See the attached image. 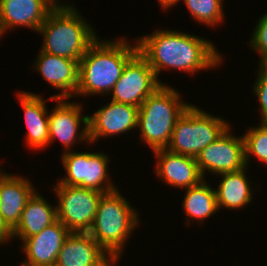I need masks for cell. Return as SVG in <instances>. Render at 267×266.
I'll list each match as a JSON object with an SVG mask.
<instances>
[{"label":"cell","mask_w":267,"mask_h":266,"mask_svg":"<svg viewBox=\"0 0 267 266\" xmlns=\"http://www.w3.org/2000/svg\"><path fill=\"white\" fill-rule=\"evenodd\" d=\"M60 266H116V261L89 233L71 232L59 251Z\"/></svg>","instance_id":"obj_19"},{"label":"cell","mask_w":267,"mask_h":266,"mask_svg":"<svg viewBox=\"0 0 267 266\" xmlns=\"http://www.w3.org/2000/svg\"><path fill=\"white\" fill-rule=\"evenodd\" d=\"M134 40L131 43L123 36L111 40L98 37L79 61V84L75 98L109 96L126 63L138 52Z\"/></svg>","instance_id":"obj_2"},{"label":"cell","mask_w":267,"mask_h":266,"mask_svg":"<svg viewBox=\"0 0 267 266\" xmlns=\"http://www.w3.org/2000/svg\"><path fill=\"white\" fill-rule=\"evenodd\" d=\"M193 103L182 100L179 90L162 84L141 104L137 129L141 143L153 151L166 149L177 119Z\"/></svg>","instance_id":"obj_5"},{"label":"cell","mask_w":267,"mask_h":266,"mask_svg":"<svg viewBox=\"0 0 267 266\" xmlns=\"http://www.w3.org/2000/svg\"><path fill=\"white\" fill-rule=\"evenodd\" d=\"M179 0H157L159 6L162 8L163 11L171 10L176 4H178Z\"/></svg>","instance_id":"obj_28"},{"label":"cell","mask_w":267,"mask_h":266,"mask_svg":"<svg viewBox=\"0 0 267 266\" xmlns=\"http://www.w3.org/2000/svg\"><path fill=\"white\" fill-rule=\"evenodd\" d=\"M49 202L39 191L32 195L24 207L20 222L12 230L13 240L20 239L22 243L57 221L56 203L51 205Z\"/></svg>","instance_id":"obj_21"},{"label":"cell","mask_w":267,"mask_h":266,"mask_svg":"<svg viewBox=\"0 0 267 266\" xmlns=\"http://www.w3.org/2000/svg\"><path fill=\"white\" fill-rule=\"evenodd\" d=\"M207 179L201 180L197 185L185 188L182 209L185 213V223L190 226L194 221L197 226L202 225L204 221L219 211L217 206L216 192ZM188 219V220H187ZM200 222V223H199Z\"/></svg>","instance_id":"obj_22"},{"label":"cell","mask_w":267,"mask_h":266,"mask_svg":"<svg viewBox=\"0 0 267 266\" xmlns=\"http://www.w3.org/2000/svg\"><path fill=\"white\" fill-rule=\"evenodd\" d=\"M222 116L190 105L177 119L172 137L166 149L196 158L210 143L219 138L230 126Z\"/></svg>","instance_id":"obj_6"},{"label":"cell","mask_w":267,"mask_h":266,"mask_svg":"<svg viewBox=\"0 0 267 266\" xmlns=\"http://www.w3.org/2000/svg\"><path fill=\"white\" fill-rule=\"evenodd\" d=\"M57 3H64L63 1L61 2V0H54Z\"/></svg>","instance_id":"obj_30"},{"label":"cell","mask_w":267,"mask_h":266,"mask_svg":"<svg viewBox=\"0 0 267 266\" xmlns=\"http://www.w3.org/2000/svg\"><path fill=\"white\" fill-rule=\"evenodd\" d=\"M21 108L27 132L24 135L25 144L31 150L42 151L49 147V108L43 95L36 92L19 90L16 93Z\"/></svg>","instance_id":"obj_18"},{"label":"cell","mask_w":267,"mask_h":266,"mask_svg":"<svg viewBox=\"0 0 267 266\" xmlns=\"http://www.w3.org/2000/svg\"><path fill=\"white\" fill-rule=\"evenodd\" d=\"M69 100V98H55V107L49 111L48 116L49 146L54 140H58L62 144L64 150L62 152L72 151V147H76L79 142L90 144L88 114H83L84 104L82 101Z\"/></svg>","instance_id":"obj_9"},{"label":"cell","mask_w":267,"mask_h":266,"mask_svg":"<svg viewBox=\"0 0 267 266\" xmlns=\"http://www.w3.org/2000/svg\"><path fill=\"white\" fill-rule=\"evenodd\" d=\"M153 155L156 161L154 174L169 187L184 190L203 180L196 158L174 153L168 149L155 150Z\"/></svg>","instance_id":"obj_16"},{"label":"cell","mask_w":267,"mask_h":266,"mask_svg":"<svg viewBox=\"0 0 267 266\" xmlns=\"http://www.w3.org/2000/svg\"><path fill=\"white\" fill-rule=\"evenodd\" d=\"M253 93L259 102L260 123H267V65H258Z\"/></svg>","instance_id":"obj_26"},{"label":"cell","mask_w":267,"mask_h":266,"mask_svg":"<svg viewBox=\"0 0 267 266\" xmlns=\"http://www.w3.org/2000/svg\"><path fill=\"white\" fill-rule=\"evenodd\" d=\"M139 212L122 195L119 188L103 194L89 234L117 262L126 243L140 226ZM138 227V228H137Z\"/></svg>","instance_id":"obj_4"},{"label":"cell","mask_w":267,"mask_h":266,"mask_svg":"<svg viewBox=\"0 0 267 266\" xmlns=\"http://www.w3.org/2000/svg\"><path fill=\"white\" fill-rule=\"evenodd\" d=\"M57 4L54 0H0V40L8 30L19 27L37 33Z\"/></svg>","instance_id":"obj_14"},{"label":"cell","mask_w":267,"mask_h":266,"mask_svg":"<svg viewBox=\"0 0 267 266\" xmlns=\"http://www.w3.org/2000/svg\"><path fill=\"white\" fill-rule=\"evenodd\" d=\"M60 160L65 170L58 183L100 191L104 194L115 191L118 185L112 182L109 173V155L103 151L85 152L72 150L61 152Z\"/></svg>","instance_id":"obj_7"},{"label":"cell","mask_w":267,"mask_h":266,"mask_svg":"<svg viewBox=\"0 0 267 266\" xmlns=\"http://www.w3.org/2000/svg\"><path fill=\"white\" fill-rule=\"evenodd\" d=\"M162 84L147 60L137 52L125 65L120 79L109 93L112 101L140 107Z\"/></svg>","instance_id":"obj_10"},{"label":"cell","mask_w":267,"mask_h":266,"mask_svg":"<svg viewBox=\"0 0 267 266\" xmlns=\"http://www.w3.org/2000/svg\"><path fill=\"white\" fill-rule=\"evenodd\" d=\"M253 32L248 39V46L259 54L257 65H267V12L255 22Z\"/></svg>","instance_id":"obj_25"},{"label":"cell","mask_w":267,"mask_h":266,"mask_svg":"<svg viewBox=\"0 0 267 266\" xmlns=\"http://www.w3.org/2000/svg\"><path fill=\"white\" fill-rule=\"evenodd\" d=\"M243 132L245 164H251L250 160L256 158L261 164L267 165V123H259L257 126L248 127ZM252 157V158H251Z\"/></svg>","instance_id":"obj_24"},{"label":"cell","mask_w":267,"mask_h":266,"mask_svg":"<svg viewBox=\"0 0 267 266\" xmlns=\"http://www.w3.org/2000/svg\"><path fill=\"white\" fill-rule=\"evenodd\" d=\"M181 31L157 28L152 34L136 37L138 52L161 84H167L159 79L164 70L183 71L193 76L203 70H215L224 62L212 40Z\"/></svg>","instance_id":"obj_1"},{"label":"cell","mask_w":267,"mask_h":266,"mask_svg":"<svg viewBox=\"0 0 267 266\" xmlns=\"http://www.w3.org/2000/svg\"><path fill=\"white\" fill-rule=\"evenodd\" d=\"M71 231L59 220L40 233L26 238L20 245L25 260L19 266H47L55 264L59 251Z\"/></svg>","instance_id":"obj_15"},{"label":"cell","mask_w":267,"mask_h":266,"mask_svg":"<svg viewBox=\"0 0 267 266\" xmlns=\"http://www.w3.org/2000/svg\"><path fill=\"white\" fill-rule=\"evenodd\" d=\"M89 23L73 3H58L37 32L43 37L40 50L80 61L89 46L99 37Z\"/></svg>","instance_id":"obj_3"},{"label":"cell","mask_w":267,"mask_h":266,"mask_svg":"<svg viewBox=\"0 0 267 266\" xmlns=\"http://www.w3.org/2000/svg\"><path fill=\"white\" fill-rule=\"evenodd\" d=\"M224 0H179L186 5L191 18L201 25L217 28L226 18Z\"/></svg>","instance_id":"obj_23"},{"label":"cell","mask_w":267,"mask_h":266,"mask_svg":"<svg viewBox=\"0 0 267 266\" xmlns=\"http://www.w3.org/2000/svg\"><path fill=\"white\" fill-rule=\"evenodd\" d=\"M230 125L213 143H210L196 157L203 179L207 171L211 175L236 172L246 167L243 135H234Z\"/></svg>","instance_id":"obj_11"},{"label":"cell","mask_w":267,"mask_h":266,"mask_svg":"<svg viewBox=\"0 0 267 266\" xmlns=\"http://www.w3.org/2000/svg\"><path fill=\"white\" fill-rule=\"evenodd\" d=\"M11 240L13 241L12 230L6 225L0 215V246H6V244L12 242Z\"/></svg>","instance_id":"obj_27"},{"label":"cell","mask_w":267,"mask_h":266,"mask_svg":"<svg viewBox=\"0 0 267 266\" xmlns=\"http://www.w3.org/2000/svg\"><path fill=\"white\" fill-rule=\"evenodd\" d=\"M246 166L242 170L236 172L222 173L218 187L215 188L217 206L220 209L240 210L248 206L254 199L253 193L255 187L253 182L247 177Z\"/></svg>","instance_id":"obj_20"},{"label":"cell","mask_w":267,"mask_h":266,"mask_svg":"<svg viewBox=\"0 0 267 266\" xmlns=\"http://www.w3.org/2000/svg\"><path fill=\"white\" fill-rule=\"evenodd\" d=\"M139 108L109 100L88 115L90 146L101 138L137 131Z\"/></svg>","instance_id":"obj_12"},{"label":"cell","mask_w":267,"mask_h":266,"mask_svg":"<svg viewBox=\"0 0 267 266\" xmlns=\"http://www.w3.org/2000/svg\"><path fill=\"white\" fill-rule=\"evenodd\" d=\"M32 66L52 88L60 91L52 94L48 100L75 97L79 84V61L52 55L39 49Z\"/></svg>","instance_id":"obj_13"},{"label":"cell","mask_w":267,"mask_h":266,"mask_svg":"<svg viewBox=\"0 0 267 266\" xmlns=\"http://www.w3.org/2000/svg\"><path fill=\"white\" fill-rule=\"evenodd\" d=\"M56 194L57 220L71 232L88 233L92 227L100 198L104 193L78 186H53Z\"/></svg>","instance_id":"obj_8"},{"label":"cell","mask_w":267,"mask_h":266,"mask_svg":"<svg viewBox=\"0 0 267 266\" xmlns=\"http://www.w3.org/2000/svg\"><path fill=\"white\" fill-rule=\"evenodd\" d=\"M0 168V215L13 230L20 222L27 201L37 191L30 178Z\"/></svg>","instance_id":"obj_17"},{"label":"cell","mask_w":267,"mask_h":266,"mask_svg":"<svg viewBox=\"0 0 267 266\" xmlns=\"http://www.w3.org/2000/svg\"><path fill=\"white\" fill-rule=\"evenodd\" d=\"M47 266H60V265H58L57 263H55V264H50V265H47Z\"/></svg>","instance_id":"obj_29"}]
</instances>
